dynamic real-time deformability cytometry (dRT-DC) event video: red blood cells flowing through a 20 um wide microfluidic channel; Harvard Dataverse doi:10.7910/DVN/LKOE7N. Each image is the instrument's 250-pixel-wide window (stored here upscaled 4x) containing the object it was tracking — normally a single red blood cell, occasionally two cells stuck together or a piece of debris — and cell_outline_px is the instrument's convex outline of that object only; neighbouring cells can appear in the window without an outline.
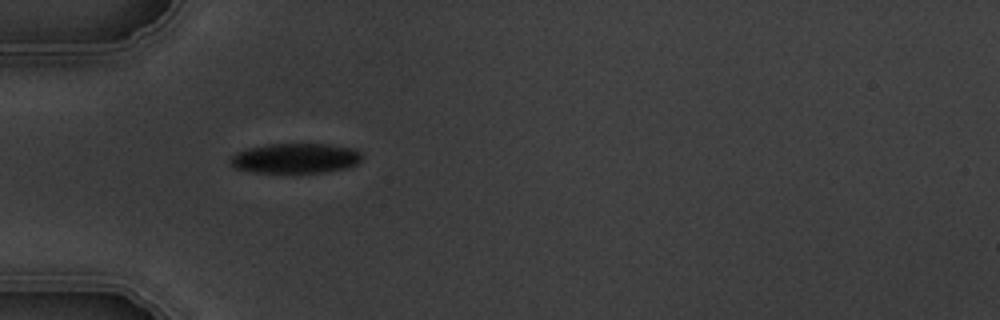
{"species": "common noctule bat (a hibernating species)", "species_latin": "Nyctalus noctula", "temperature_condition": "warm", "stored_images_in_passage": 2, "camera_frame_rate_fps": 3000, "um_per_image_px": 0.085, "animal": {"sex": "male", "body_mass_g": 19.5, "forearm_length_mm": 54.6}, "frame": {"image": 1, "passage_image": 1, "time_ms": 0.0, "image_size_px": [1000, 320], "cell_outline_px": [[364, 156], [352, 168], [328, 172], [252, 172], [236, 168], [228, 160], [236, 152], [248, 148], [268, 144], [324, 144], [352, 148], [360, 152]], "centroid_in_image_um": [25.15, 13.46], "position_along_channel_um": 59.9, "area_um2": 23.06}}